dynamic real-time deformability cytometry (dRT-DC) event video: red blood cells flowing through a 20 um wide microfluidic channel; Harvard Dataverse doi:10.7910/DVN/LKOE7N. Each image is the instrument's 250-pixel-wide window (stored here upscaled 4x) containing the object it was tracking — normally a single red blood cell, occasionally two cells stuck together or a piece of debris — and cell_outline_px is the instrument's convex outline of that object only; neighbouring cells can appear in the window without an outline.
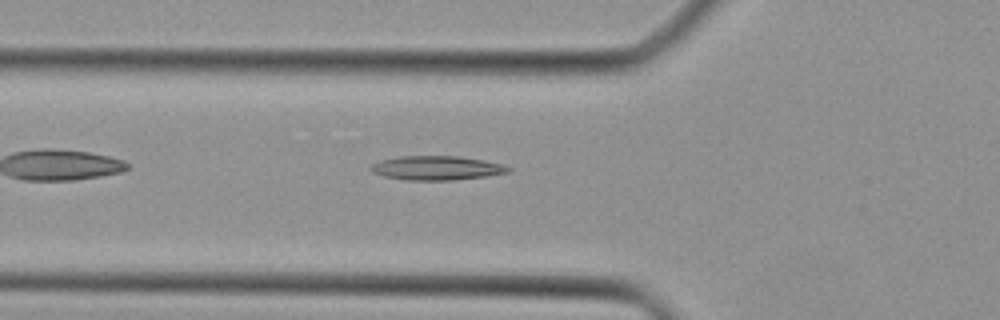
{"species": "Egyptian fruit bat (a non-hibernating species)", "species_latin": "Rousettus aegyptiacus", "temperature_condition": "cold", "stored_images_in_passage": 33, "camera_frame_rate_fps": 3000, "um_per_image_px": 0.085, "animal": {"sex": "female"}, "frame": {"image": 1, "passage_image": 4, "time_ms": 1.0, "image_size_px": [1000, 320], "cell_outline_px": [[512, 172], [488, 176], [456, 180], [408, 180], [384, 176], [372, 172], [368, 168], [372, 164], [380, 160], [400, 156], [460, 156], [484, 160], [504, 164], [512, 168]], "centroid_in_image_um": [37.17, 14.28], "position_along_channel_um": 88.6, "area_um2": 19.59}}
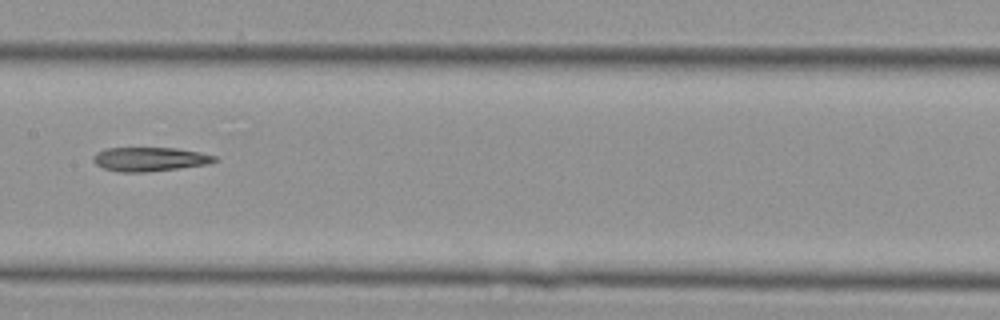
{"frame": {"image": 2, "passage_image": 11, "time_ms": 3.333, "image_size_px": [1000, 320], "cell_outline_px": [[216, 160], [208, 164], [144, 172], [120, 172], [104, 168], [96, 164], [92, 160], [92, 156], [96, 152], [104, 148], [176, 148], [200, 152], [216, 156]], "centroid_in_image_um": [12.68, 13.52], "position_along_channel_um": 194.7, "area_um2": 16.88}}
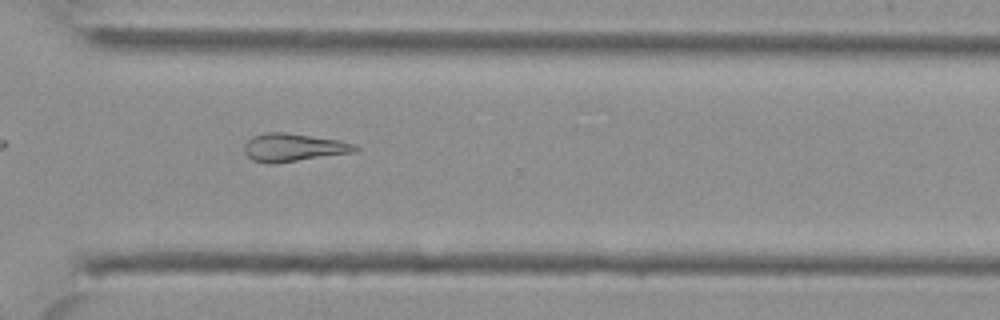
{"frame": {"image": 3, "passage_image": 21, "time_ms": 6.667, "image_size_px": [1000, 320], "cell_outline_px": [[360, 148], [356, 152], [268, 164], [252, 160], [244, 152], [244, 144], [252, 136], [264, 132], [284, 132], [340, 140], [356, 144]], "centroid_in_image_um": [24.94, 12.52], "position_along_channel_um": 345.7, "area_um2": 18.09}}